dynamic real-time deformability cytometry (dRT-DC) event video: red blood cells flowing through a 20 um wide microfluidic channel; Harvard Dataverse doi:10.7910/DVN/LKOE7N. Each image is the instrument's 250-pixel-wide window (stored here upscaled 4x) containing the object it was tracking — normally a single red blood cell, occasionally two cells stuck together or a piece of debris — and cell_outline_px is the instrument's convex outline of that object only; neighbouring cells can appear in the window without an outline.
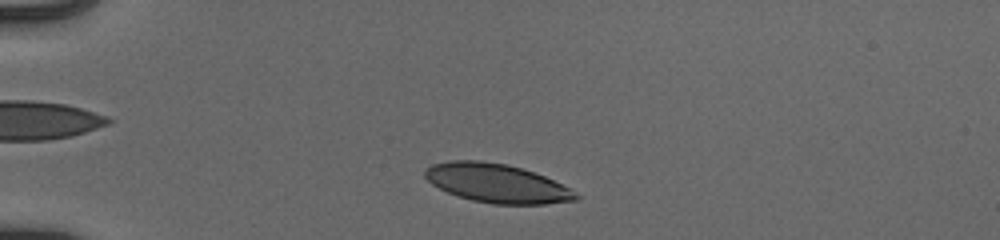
{"species": "human", "species_latin": "Homo sapiens", "temperature_condition": "cold", "stored_images_in_passage": 43, "camera_frame_rate_fps": 3000, "um_per_image_px": 0.085, "donor": {"sex": "male"}, "frame": {"image": 1, "passage_image": 4, "time_ms": 1.0, "image_size_px": [1000, 240], "cell_outline_px": [[580, 196], [576, 200], [544, 204], [492, 204], [472, 200], [448, 192], [432, 184], [424, 176], [424, 172], [432, 164], [448, 160], [480, 160], [508, 164], [544, 176], [568, 188]], "centroid_in_image_um": [42.2, 15.57], "position_along_channel_um": 42.8, "area_um2": 33.76}}
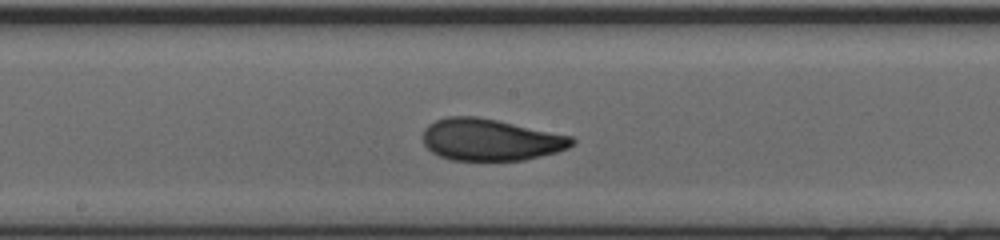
{"frame": {"image": 2, "passage_image": 20, "time_ms": 6.333, "image_size_px": [1000, 240], "cell_outline_px": [[576, 140], [568, 148], [556, 152], [524, 160], [452, 160], [440, 156], [432, 152], [424, 144], [424, 128], [428, 124], [436, 120], [448, 116], [476, 116], [496, 120], [572, 136]], "centroid_in_image_um": [41.68, 11.87], "position_along_channel_um": 206.5, "area_um2": 36.07}}
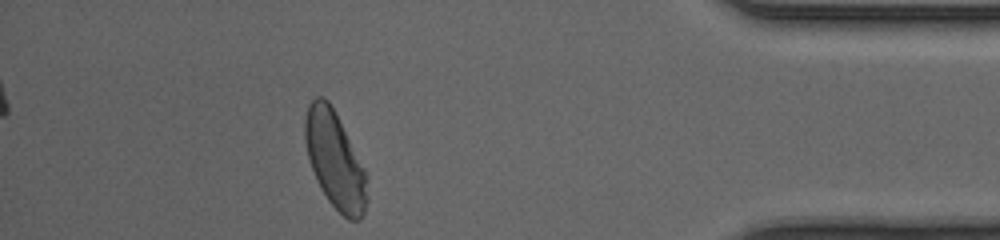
{"frame": {"image": 3, "passage_image": 38, "time_ms": 12.333, "image_size_px": [1000, 240], "cell_outline_px": [[368, 200], [364, 212], [356, 220], [348, 220], [328, 200], [320, 188], [316, 180], [308, 156], [304, 140], [304, 120], [308, 104], [316, 96], [324, 96], [328, 100], [364, 172], [368, 196]], "centroid_in_image_um": [28.41, 13.61], "position_along_channel_um": 406.8, "area_um2": 33.93}, "authors_computed_cell_mechanics": {"area_um2": 35.3736, "velocity_mm_per_s": 3.9582, "shape_relaxation_time_tau1_ms": 3.3624, "shape_relaxation_time_tau2_ms": 1.0773, "deformation_change_tau1": 0.1437, "deformation_change_tau2": 0.0595}}